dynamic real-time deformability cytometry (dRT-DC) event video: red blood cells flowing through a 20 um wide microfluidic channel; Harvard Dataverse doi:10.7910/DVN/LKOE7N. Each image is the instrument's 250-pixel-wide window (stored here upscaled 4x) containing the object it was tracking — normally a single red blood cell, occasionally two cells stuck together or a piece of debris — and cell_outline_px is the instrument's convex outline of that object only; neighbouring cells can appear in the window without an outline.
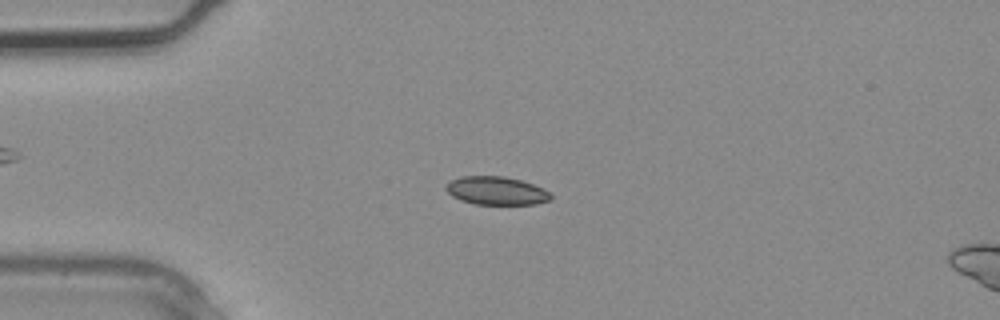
{"species": "common noctule bat (a hibernating species)", "species_latin": "Nyctalus noctula", "temperature_condition": "warm", "stored_images_in_passage": 3, "camera_frame_rate_fps": 3000, "um_per_image_px": 0.085, "animal": {"sex": "male", "body_mass_g": 20.4}, "frame": {"image": 1, "passage_image": 3, "time_ms": 0.667, "image_size_px": [1000, 320], "cell_outline_px": [[552, 200], [536, 204], [476, 204], [460, 200], [452, 196], [444, 188], [452, 180], [460, 176], [504, 176], [520, 180], [544, 188], [552, 196]], "centroid_in_image_um": [42.2, 16.21], "position_along_channel_um": 42.8, "area_um2": 17.22}}